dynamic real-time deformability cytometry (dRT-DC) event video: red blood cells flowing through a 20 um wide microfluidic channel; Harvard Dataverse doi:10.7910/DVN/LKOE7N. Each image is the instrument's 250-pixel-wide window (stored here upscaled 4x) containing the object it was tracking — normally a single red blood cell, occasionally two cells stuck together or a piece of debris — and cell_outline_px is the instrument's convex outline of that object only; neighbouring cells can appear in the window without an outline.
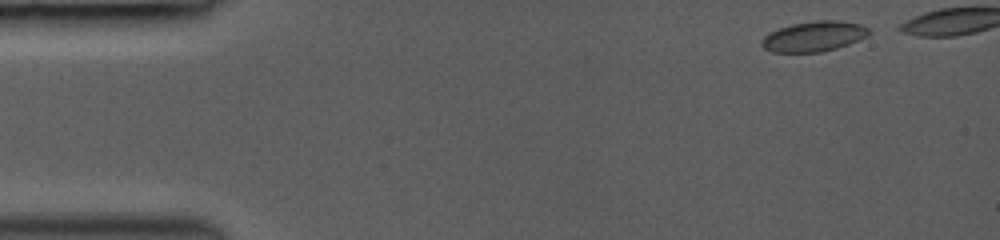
{"species": "common noctule bat (a hibernating species)", "species_latin": "Nyctalus noctula", "temperature_condition": "room temperature", "stored_images_in_passage": 6, "camera_frame_rate_fps": 3000, "um_per_image_px": 0.085, "animal": {"sex": "female", "body_mass_g": 19.0, "forearm_length_mm": 53.3}, "frame": {"image": 1, "passage_image": 1, "time_ms": 0.0, "image_size_px": [1000, 240], "cell_outline_px": [[872, 32], [868, 36], [848, 44], [836, 48], [820, 52], [772, 52], [764, 48], [760, 44], [760, 40], [768, 32], [792, 24], [816, 20], [840, 20], [860, 24], [868, 28]], "centroid_in_image_um": [69.17, 3.09], "position_along_channel_um": 15.8, "area_um2": 19.02}}
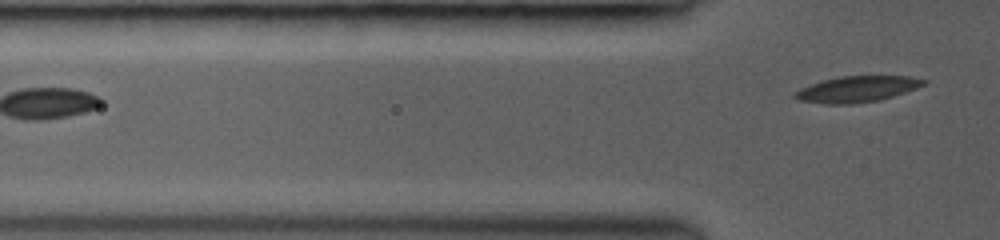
{"frame": {"image": 2, "passage_image": 6, "time_ms": 5.0, "image_size_px": [1000, 240], "cell_outline_px": [[928, 80], [924, 84], [916, 88], [880, 100], [852, 104], [824, 104], [800, 100], [792, 96], [792, 92], [800, 88], [824, 80], [840, 76], [908, 76]], "centroid_in_image_um": [72.81, 7.58], "position_along_channel_um": 53.0, "area_um2": 19.42}}